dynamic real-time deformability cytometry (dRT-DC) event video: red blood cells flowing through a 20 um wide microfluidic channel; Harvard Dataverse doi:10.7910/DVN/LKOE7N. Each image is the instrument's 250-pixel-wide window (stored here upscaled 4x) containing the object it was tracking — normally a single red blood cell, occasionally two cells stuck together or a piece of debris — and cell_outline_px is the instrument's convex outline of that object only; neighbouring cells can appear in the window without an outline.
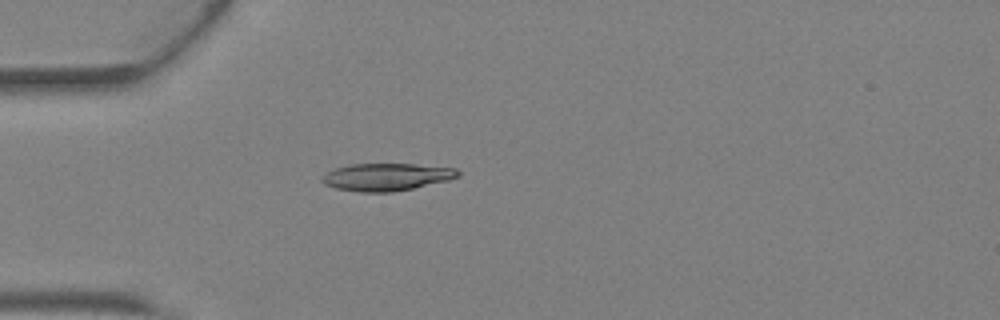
{"species": "Egyptian fruit bat (a non-hibernating species)", "species_latin": "Rousettus aegyptiacus", "temperature_condition": "warm", "stored_images_in_passage": 42, "camera_frame_rate_fps": 3000, "um_per_image_px": 0.085, "animal": {"sex": "female"}, "frame": {"image": 1, "passage_image": 12, "time_ms": 3.667, "image_size_px": [1000, 320], "cell_outline_px": [[460, 176], [448, 180], [412, 188], [392, 192], [360, 192], [336, 188], [324, 184], [320, 180], [320, 176], [336, 168], [352, 164], [416, 164], [456, 168], [460, 172]], "centroid_in_image_um": [32.85, 15.04], "position_along_channel_um": 52.2, "area_um2": 21.68}}
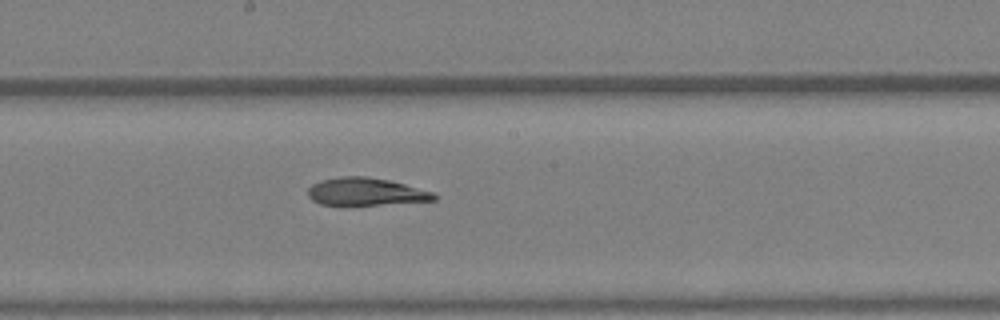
{"frame": {"image": 2, "passage_image": 23, "time_ms": 7.333, "image_size_px": [1000, 320], "cell_outline_px": [[436, 200], [380, 204], [320, 204], [312, 200], [308, 196], [308, 188], [312, 184], [320, 180], [340, 176], [364, 176], [388, 180], [404, 184], [432, 192], [436, 196]], "centroid_in_image_um": [31.04, 16.28], "position_along_channel_um": 217.2, "area_um2": 19.88}}
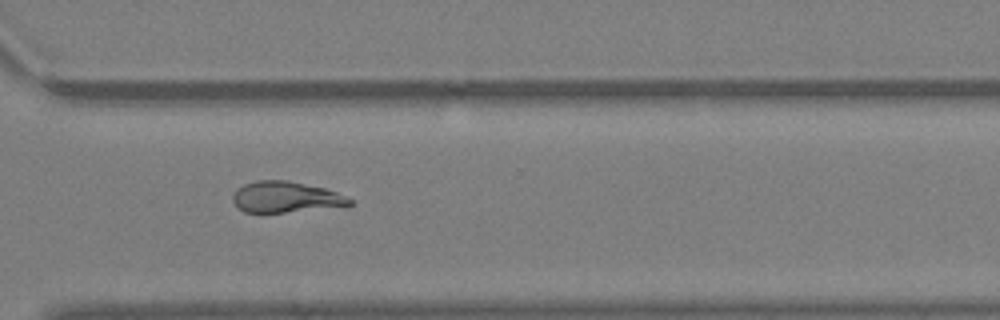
{"frame": {"image": 3, "passage_image": 31, "time_ms": 10.0, "image_size_px": [1000, 320], "cell_outline_px": [[352, 204], [284, 212], [244, 212], [232, 200], [232, 196], [236, 188], [244, 184], [256, 180], [288, 180], [324, 188], [336, 192], [352, 200]], "centroid_in_image_um": [24.2, 16.73], "position_along_channel_um": 346.4, "area_um2": 20.63}, "authors_computed_cell_mechanics": {"area_um2": 21.4727, "velocity_mm_per_s": 4.8366, "shape_relaxation_time_tau1_ms": null, "shape_relaxation_time_tau2_ms": 1.9567, "deformation_change_tau1": null, "deformation_change_tau2": 0.0683}}